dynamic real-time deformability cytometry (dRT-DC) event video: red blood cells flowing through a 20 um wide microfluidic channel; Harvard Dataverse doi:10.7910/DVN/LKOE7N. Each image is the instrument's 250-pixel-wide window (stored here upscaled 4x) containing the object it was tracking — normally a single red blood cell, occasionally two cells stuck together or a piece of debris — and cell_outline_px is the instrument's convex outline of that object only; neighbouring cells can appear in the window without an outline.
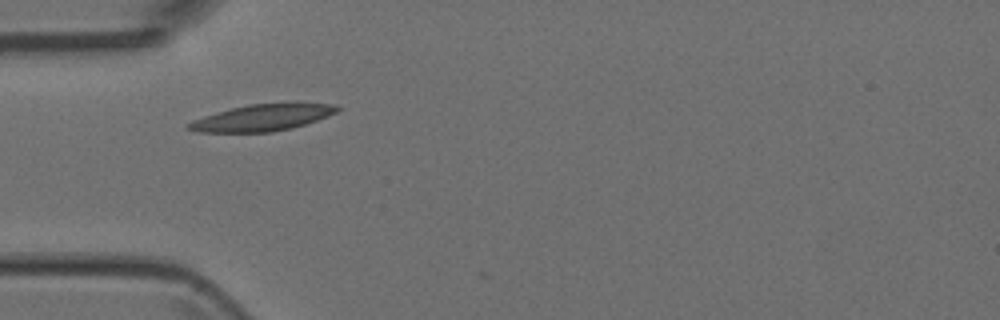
{"species": "Egyptian fruit bat (a non-hibernating species)", "species_latin": "Rousettus aegyptiacus", "temperature_condition": "room temperature", "stored_images_in_passage": 3, "camera_frame_rate_fps": 3000, "um_per_image_px": 0.085, "animal": {"sex": "female"}, "frame": {"image": 1, "passage_image": 1, "time_ms": 0.0, "image_size_px": [1000, 320], "cell_outline_px": [[340, 108], [336, 112], [328, 116], [292, 128], [272, 132], [196, 132], [184, 128], [184, 124], [192, 120], [216, 112], [248, 104], [336, 104]], "centroid_in_image_um": [22.19, 10.02], "position_along_channel_um": 62.8, "area_um2": 22.72}}
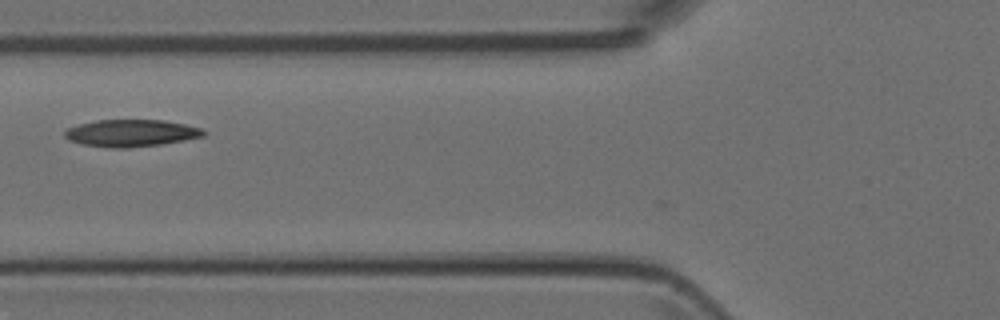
{"frame": {"image": 2, "passage_image": 2, "time_ms": 1.333, "image_size_px": [1000, 320], "cell_outline_px": [[204, 136], [184, 140], [160, 144], [124, 148], [108, 148], [80, 144], [68, 140], [64, 136], [64, 132], [68, 128], [80, 124], [96, 120], [164, 120], [184, 124], [200, 128], [204, 132]], "centroid_in_image_um": [11.09, 11.31], "position_along_channel_um": 114.7, "area_um2": 21.79}}
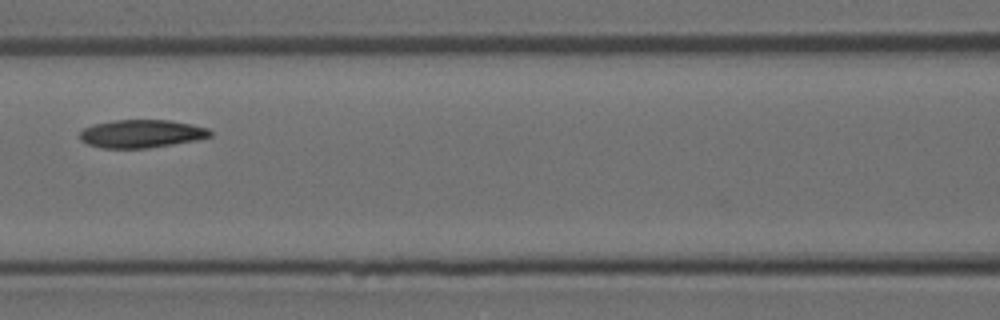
{"frame": {"image": 3, "passage_image": 3, "time_ms": 2.333, "image_size_px": [1000, 320], "cell_outline_px": [[212, 136], [196, 140], [148, 148], [100, 148], [88, 144], [80, 140], [80, 132], [84, 128], [92, 124], [112, 120], [172, 120], [192, 124], [208, 128], [212, 132]], "centroid_in_image_um": [12.02, 11.36], "position_along_channel_um": 154.6, "area_um2": 21.44}}